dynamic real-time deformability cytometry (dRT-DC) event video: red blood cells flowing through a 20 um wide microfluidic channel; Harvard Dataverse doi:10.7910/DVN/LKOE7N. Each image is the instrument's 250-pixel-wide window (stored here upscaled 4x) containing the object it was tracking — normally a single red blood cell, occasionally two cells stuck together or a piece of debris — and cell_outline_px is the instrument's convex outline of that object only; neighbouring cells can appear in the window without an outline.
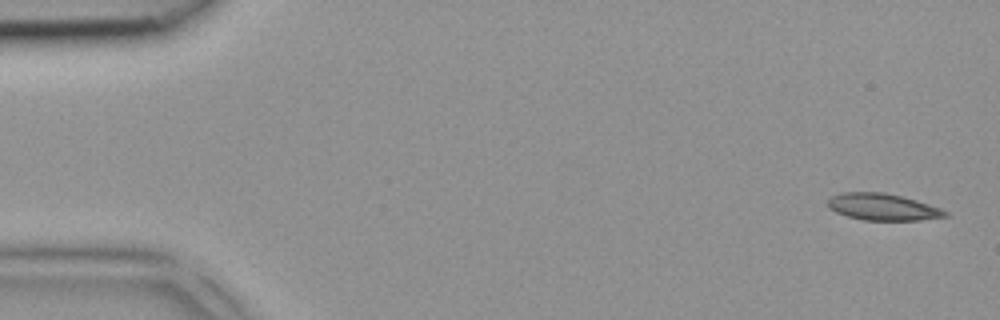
{"species": "common noctule bat (a hibernating species)", "species_latin": "Nyctalus noctula", "temperature_condition": "room temperature", "stored_images_in_passage": 4, "camera_frame_rate_fps": 3000, "um_per_image_px": 0.085, "animal": {"sex": "female", "body_mass_g": 18.4}, "frame": {"image": 1, "passage_image": 1, "time_ms": 0.0, "image_size_px": [1000, 320], "cell_outline_px": [[948, 216], [920, 220], [864, 220], [848, 216], [836, 212], [828, 208], [828, 200], [832, 196], [844, 192], [884, 192], [916, 200], [940, 208], [948, 212]], "centroid_in_image_um": [75.03, 17.59], "position_along_channel_um": 10.0, "area_um2": 18.15}}
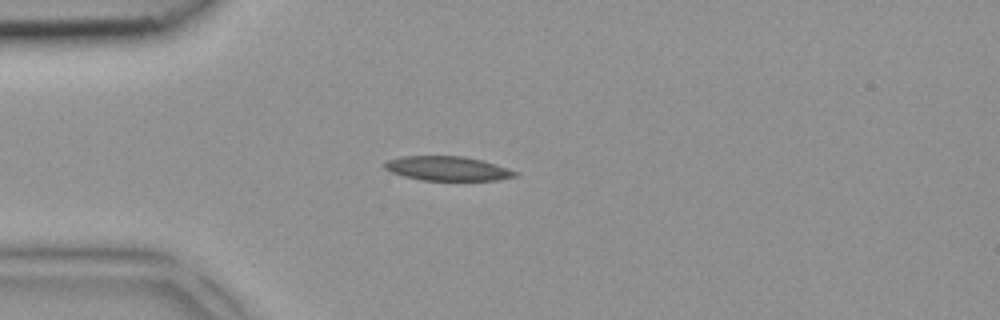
{"frame": {"image": 2, "passage_image": 4, "time_ms": 1.0, "image_size_px": [1000, 320], "cell_outline_px": [[520, 172], [516, 176], [496, 180], [420, 180], [404, 176], [392, 172], [384, 168], [384, 164], [388, 160], [400, 156], [464, 156], [496, 164]], "centroid_in_image_um": [38.05, 14.32], "position_along_channel_um": 47.0, "area_um2": 18.44}}